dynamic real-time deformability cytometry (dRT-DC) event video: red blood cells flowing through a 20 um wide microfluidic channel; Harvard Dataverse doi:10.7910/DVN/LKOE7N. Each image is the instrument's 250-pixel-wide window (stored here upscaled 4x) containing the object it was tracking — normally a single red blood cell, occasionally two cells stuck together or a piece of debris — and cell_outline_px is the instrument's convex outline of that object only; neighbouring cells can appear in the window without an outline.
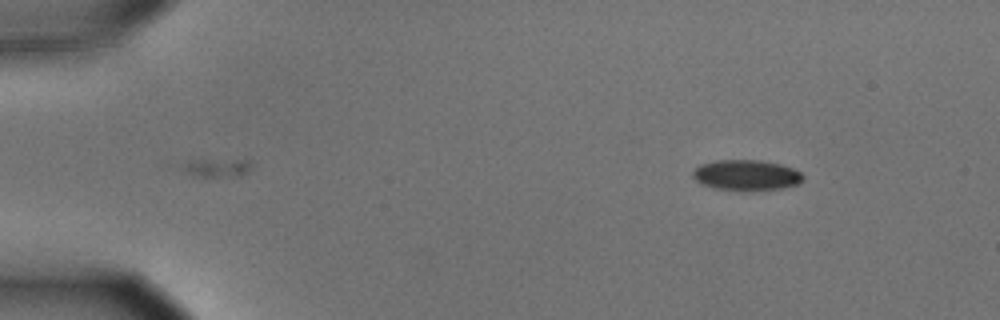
{"species": "common noctule bat (a hibernating species)", "species_latin": "Nyctalus noctula", "temperature_condition": "cold", "stored_images_in_passage": 8, "camera_frame_rate_fps": 3000, "um_per_image_px": 0.085, "animal": {"sex": "male", "body_mass_g": 15.6}, "frame": {"image": 1, "passage_image": 8, "time_ms": 2.333, "image_size_px": [1000, 320], "cell_outline_px": [[804, 176], [796, 184], [780, 188], [740, 192], [712, 188], [696, 180], [692, 176], [692, 172], [700, 164], [716, 160], [760, 160], [780, 164], [792, 168], [800, 172]], "centroid_in_image_um": [63.39, 14.9], "position_along_channel_um": 21.6, "area_um2": 19.71}}